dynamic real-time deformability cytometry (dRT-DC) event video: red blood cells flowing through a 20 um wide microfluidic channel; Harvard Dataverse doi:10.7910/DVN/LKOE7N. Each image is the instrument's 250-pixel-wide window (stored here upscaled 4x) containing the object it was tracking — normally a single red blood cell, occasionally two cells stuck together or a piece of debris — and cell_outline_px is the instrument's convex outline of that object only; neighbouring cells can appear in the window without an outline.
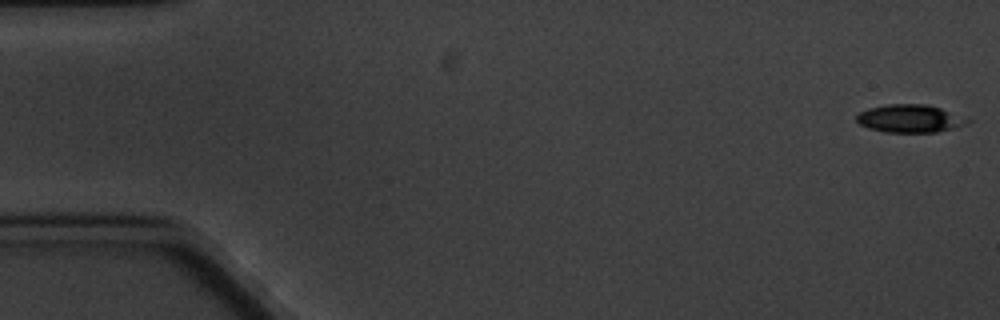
{"species": "common noctule bat (a hibernating species)", "species_latin": "Nyctalus noctula", "temperature_condition": "cold", "stored_images_in_passage": 7, "camera_frame_rate_fps": 3000, "um_per_image_px": 0.085, "animal": {"sex": "male", "body_mass_g": 20.1, "forearm_length_mm": 53.5}, "frame": {"image": 1, "passage_image": 1, "time_ms": 0.0, "image_size_px": [1000, 320], "cell_outline_px": [[972, 120], [968, 124], [936, 132], [884, 132], [868, 128], [860, 124], [856, 120], [856, 116], [860, 112], [868, 108], [888, 104], [924, 104], [940, 108]], "centroid_in_image_um": [77.32, 10.08], "position_along_channel_um": 7.7, "area_um2": 17.92}}
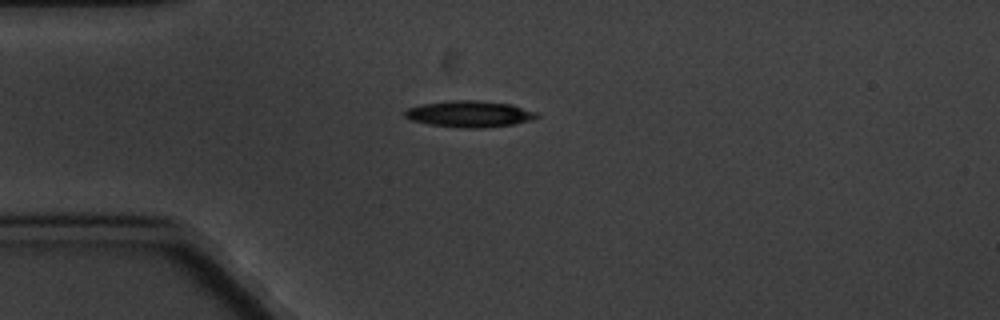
{"frame": {"image": 2, "passage_image": 4, "time_ms": 4.667, "image_size_px": [1000, 320], "cell_outline_px": [[540, 116], [532, 120], [516, 124], [484, 128], [464, 128], [428, 124], [412, 120], [404, 116], [404, 112], [408, 108], [420, 104], [452, 100], [476, 100], [512, 104], [536, 112]], "centroid_in_image_um": [39.93, 9.69], "position_along_channel_um": 45.1, "area_um2": 20.4}}
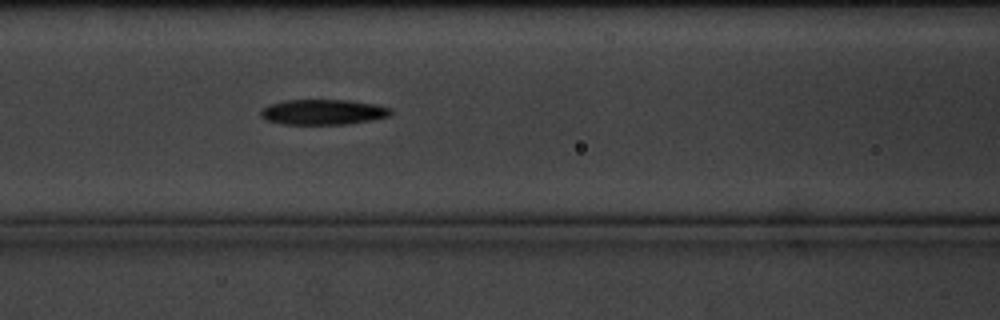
{"frame": {"image": 3, "passage_image": 7, "time_ms": 8.0, "image_size_px": [1000, 320], "cell_outline_px": [[392, 112], [388, 116], [372, 120], [348, 124], [280, 124], [264, 120], [260, 116], [260, 112], [268, 104], [284, 100], [348, 100], [376, 104], [392, 108]], "centroid_in_image_um": [27.44, 9.52], "position_along_channel_um": 139.2, "area_um2": 19.36}}